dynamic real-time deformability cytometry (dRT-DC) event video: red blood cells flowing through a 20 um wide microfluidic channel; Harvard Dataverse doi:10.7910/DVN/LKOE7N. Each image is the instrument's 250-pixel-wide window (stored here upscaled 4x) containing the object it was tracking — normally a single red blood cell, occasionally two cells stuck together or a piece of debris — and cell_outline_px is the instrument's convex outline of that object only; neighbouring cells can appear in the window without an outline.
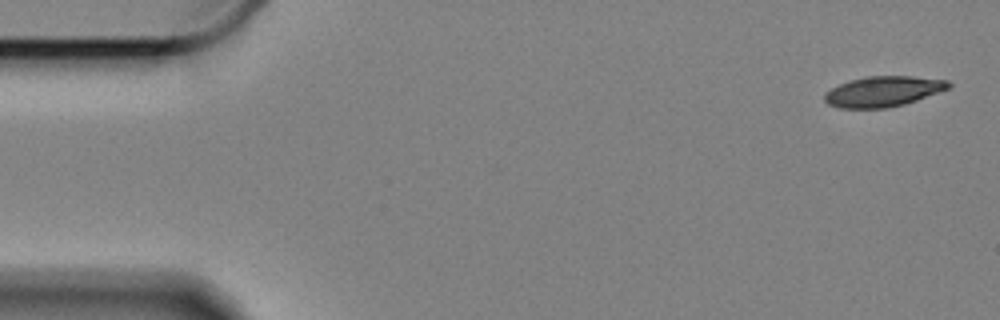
{"species": "Egyptian fruit bat (a non-hibernating species)", "species_latin": "Rousettus aegyptiacus", "temperature_condition": "cold", "stored_images_in_passage": 53, "camera_frame_rate_fps": 3000, "um_per_image_px": 0.085, "animal": {"sex": "female"}, "frame": {"image": 1, "passage_image": 1, "time_ms": 0.0, "image_size_px": [1000, 320], "cell_outline_px": [[952, 84], [948, 88], [916, 100], [904, 104], [888, 108], [840, 108], [828, 104], [824, 100], [824, 96], [832, 88], [840, 84], [852, 80], [868, 76], [912, 76], [948, 80]], "centroid_in_image_um": [75.07, 7.77], "position_along_channel_um": 9.9, "area_um2": 21.68}}
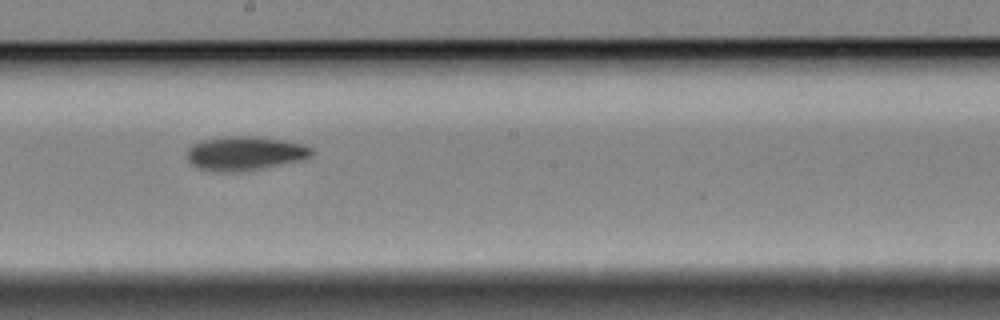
{"frame": {"image": 2, "passage_image": 31, "time_ms": 10.0, "image_size_px": [1000, 320], "cell_outline_px": [[312, 156], [304, 160], [264, 168], [240, 172], [216, 172], [196, 168], [188, 160], [188, 148], [192, 144], [204, 140], [224, 136], [256, 136], [284, 140], [304, 144], [312, 148]], "centroid_in_image_um": [20.84, 13.04], "position_along_channel_um": 227.4, "area_um2": 25.09}}
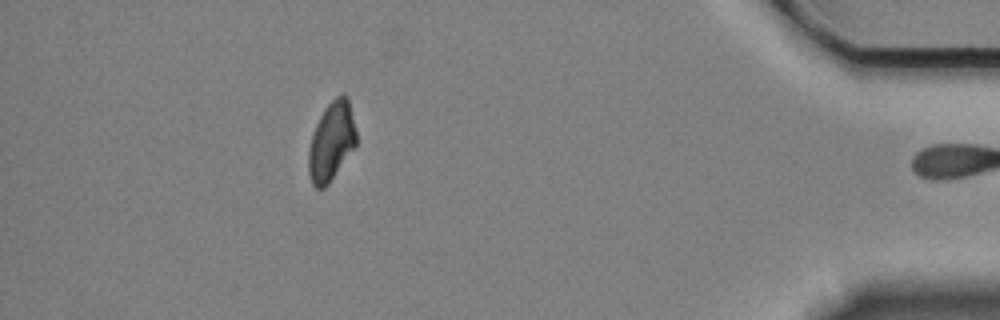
{"frame": {"image": 3, "passage_image": 52, "time_ms": 17.0, "image_size_px": [1000, 320], "cell_outline_px": [[356, 148], [328, 184], [324, 188], [316, 188], [312, 184], [308, 172], [308, 152], [312, 136], [316, 124], [324, 108], [336, 96], [344, 92], [348, 96], [356, 132]], "centroid_in_image_um": [28.19, 12.02], "position_along_channel_um": 407.0, "area_um2": 22.14}, "authors_computed_cell_mechanics": {"area_um2": 23.1778, "velocity_mm_per_s": 3.3234, "shape_relaxation_time_tau1_ms": 5.5474, "shape_relaxation_time_tau2_ms": null, "deformation_change_tau1": 0.1414, "deformation_change_tau2": null}}